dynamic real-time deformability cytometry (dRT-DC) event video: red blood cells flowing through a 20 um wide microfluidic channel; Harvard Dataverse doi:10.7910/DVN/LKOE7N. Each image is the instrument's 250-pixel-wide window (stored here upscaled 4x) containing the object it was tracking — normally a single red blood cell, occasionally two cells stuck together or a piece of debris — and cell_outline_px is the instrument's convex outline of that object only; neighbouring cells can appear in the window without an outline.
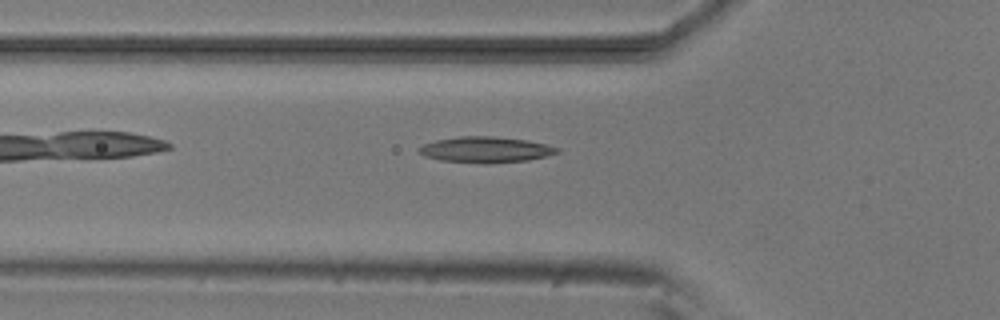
{"species": "common noctule bat (a hibernating species)", "species_latin": "Nyctalus noctula", "temperature_condition": "room temperature", "stored_images_in_passage": 2, "camera_frame_rate_fps": 3000, "um_per_image_px": 0.085, "animal": {"sex": "male", "body_mass_g": 20.5, "forearm_length_mm": 52.5}, "frame": {"image": 1, "passage_image": 2, "time_ms": 1.333, "image_size_px": [1000, 320], "cell_outline_px": [[560, 152], [528, 160], [488, 164], [484, 164], [440, 160], [424, 156], [416, 148], [424, 144], [436, 140], [460, 136], [492, 136], [528, 140], [560, 148]], "centroid_in_image_um": [41.26, 12.72], "position_along_channel_um": 84.5, "area_um2": 20.87}}